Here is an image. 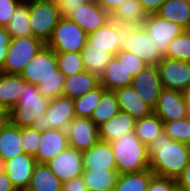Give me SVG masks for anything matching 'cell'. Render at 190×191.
<instances>
[{
    "label": "cell",
    "instance_id": "cell-50",
    "mask_svg": "<svg viewBox=\"0 0 190 191\" xmlns=\"http://www.w3.org/2000/svg\"><path fill=\"white\" fill-rule=\"evenodd\" d=\"M94 1L110 14L117 6H119L125 0H94Z\"/></svg>",
    "mask_w": 190,
    "mask_h": 191
},
{
    "label": "cell",
    "instance_id": "cell-39",
    "mask_svg": "<svg viewBox=\"0 0 190 191\" xmlns=\"http://www.w3.org/2000/svg\"><path fill=\"white\" fill-rule=\"evenodd\" d=\"M163 131L172 140L190 145V116L185 119L163 122Z\"/></svg>",
    "mask_w": 190,
    "mask_h": 191
},
{
    "label": "cell",
    "instance_id": "cell-32",
    "mask_svg": "<svg viewBox=\"0 0 190 191\" xmlns=\"http://www.w3.org/2000/svg\"><path fill=\"white\" fill-rule=\"evenodd\" d=\"M163 132V121L154 112L136 120L135 136L146 146L155 141Z\"/></svg>",
    "mask_w": 190,
    "mask_h": 191
},
{
    "label": "cell",
    "instance_id": "cell-36",
    "mask_svg": "<svg viewBox=\"0 0 190 191\" xmlns=\"http://www.w3.org/2000/svg\"><path fill=\"white\" fill-rule=\"evenodd\" d=\"M105 90L106 89L99 84L95 89L73 99L76 117L90 118Z\"/></svg>",
    "mask_w": 190,
    "mask_h": 191
},
{
    "label": "cell",
    "instance_id": "cell-46",
    "mask_svg": "<svg viewBox=\"0 0 190 191\" xmlns=\"http://www.w3.org/2000/svg\"><path fill=\"white\" fill-rule=\"evenodd\" d=\"M62 191H87V187L82 176H78L63 182Z\"/></svg>",
    "mask_w": 190,
    "mask_h": 191
},
{
    "label": "cell",
    "instance_id": "cell-4",
    "mask_svg": "<svg viewBox=\"0 0 190 191\" xmlns=\"http://www.w3.org/2000/svg\"><path fill=\"white\" fill-rule=\"evenodd\" d=\"M50 99L39 93L38 87L24 80L17 103L9 110V122L19 127H38Z\"/></svg>",
    "mask_w": 190,
    "mask_h": 191
},
{
    "label": "cell",
    "instance_id": "cell-44",
    "mask_svg": "<svg viewBox=\"0 0 190 191\" xmlns=\"http://www.w3.org/2000/svg\"><path fill=\"white\" fill-rule=\"evenodd\" d=\"M60 18H69L76 8L80 7L87 0H55Z\"/></svg>",
    "mask_w": 190,
    "mask_h": 191
},
{
    "label": "cell",
    "instance_id": "cell-15",
    "mask_svg": "<svg viewBox=\"0 0 190 191\" xmlns=\"http://www.w3.org/2000/svg\"><path fill=\"white\" fill-rule=\"evenodd\" d=\"M46 164L62 183L81 176L84 170L82 152L72 147L66 148Z\"/></svg>",
    "mask_w": 190,
    "mask_h": 191
},
{
    "label": "cell",
    "instance_id": "cell-41",
    "mask_svg": "<svg viewBox=\"0 0 190 191\" xmlns=\"http://www.w3.org/2000/svg\"><path fill=\"white\" fill-rule=\"evenodd\" d=\"M125 70L132 76L137 75L147 64L135 54L121 49L114 55Z\"/></svg>",
    "mask_w": 190,
    "mask_h": 191
},
{
    "label": "cell",
    "instance_id": "cell-23",
    "mask_svg": "<svg viewBox=\"0 0 190 191\" xmlns=\"http://www.w3.org/2000/svg\"><path fill=\"white\" fill-rule=\"evenodd\" d=\"M20 138V127L4 124L0 128V165L24 153Z\"/></svg>",
    "mask_w": 190,
    "mask_h": 191
},
{
    "label": "cell",
    "instance_id": "cell-35",
    "mask_svg": "<svg viewBox=\"0 0 190 191\" xmlns=\"http://www.w3.org/2000/svg\"><path fill=\"white\" fill-rule=\"evenodd\" d=\"M120 111L117 96L112 90H105L102 98L93 110L90 119L99 127Z\"/></svg>",
    "mask_w": 190,
    "mask_h": 191
},
{
    "label": "cell",
    "instance_id": "cell-1",
    "mask_svg": "<svg viewBox=\"0 0 190 191\" xmlns=\"http://www.w3.org/2000/svg\"><path fill=\"white\" fill-rule=\"evenodd\" d=\"M36 85L43 96L54 99L63 96L65 75L58 69L56 52L45 45L19 74Z\"/></svg>",
    "mask_w": 190,
    "mask_h": 191
},
{
    "label": "cell",
    "instance_id": "cell-30",
    "mask_svg": "<svg viewBox=\"0 0 190 191\" xmlns=\"http://www.w3.org/2000/svg\"><path fill=\"white\" fill-rule=\"evenodd\" d=\"M62 184L47 164L37 163L25 191H62Z\"/></svg>",
    "mask_w": 190,
    "mask_h": 191
},
{
    "label": "cell",
    "instance_id": "cell-37",
    "mask_svg": "<svg viewBox=\"0 0 190 191\" xmlns=\"http://www.w3.org/2000/svg\"><path fill=\"white\" fill-rule=\"evenodd\" d=\"M164 57L190 62V29L184 30L169 42Z\"/></svg>",
    "mask_w": 190,
    "mask_h": 191
},
{
    "label": "cell",
    "instance_id": "cell-8",
    "mask_svg": "<svg viewBox=\"0 0 190 191\" xmlns=\"http://www.w3.org/2000/svg\"><path fill=\"white\" fill-rule=\"evenodd\" d=\"M131 27V25L110 19L94 32L87 34L85 47L105 48L114 56L123 49Z\"/></svg>",
    "mask_w": 190,
    "mask_h": 191
},
{
    "label": "cell",
    "instance_id": "cell-10",
    "mask_svg": "<svg viewBox=\"0 0 190 191\" xmlns=\"http://www.w3.org/2000/svg\"><path fill=\"white\" fill-rule=\"evenodd\" d=\"M143 26H132L127 34L123 50L138 56L147 65H157L164 57Z\"/></svg>",
    "mask_w": 190,
    "mask_h": 191
},
{
    "label": "cell",
    "instance_id": "cell-40",
    "mask_svg": "<svg viewBox=\"0 0 190 191\" xmlns=\"http://www.w3.org/2000/svg\"><path fill=\"white\" fill-rule=\"evenodd\" d=\"M20 138L24 153L35 157L40 142L39 127H20Z\"/></svg>",
    "mask_w": 190,
    "mask_h": 191
},
{
    "label": "cell",
    "instance_id": "cell-42",
    "mask_svg": "<svg viewBox=\"0 0 190 191\" xmlns=\"http://www.w3.org/2000/svg\"><path fill=\"white\" fill-rule=\"evenodd\" d=\"M147 191H178L176 179L154 175L148 184Z\"/></svg>",
    "mask_w": 190,
    "mask_h": 191
},
{
    "label": "cell",
    "instance_id": "cell-12",
    "mask_svg": "<svg viewBox=\"0 0 190 191\" xmlns=\"http://www.w3.org/2000/svg\"><path fill=\"white\" fill-rule=\"evenodd\" d=\"M156 66L164 89L182 92L190 85V62L163 57Z\"/></svg>",
    "mask_w": 190,
    "mask_h": 191
},
{
    "label": "cell",
    "instance_id": "cell-49",
    "mask_svg": "<svg viewBox=\"0 0 190 191\" xmlns=\"http://www.w3.org/2000/svg\"><path fill=\"white\" fill-rule=\"evenodd\" d=\"M0 191H17L0 165Z\"/></svg>",
    "mask_w": 190,
    "mask_h": 191
},
{
    "label": "cell",
    "instance_id": "cell-7",
    "mask_svg": "<svg viewBox=\"0 0 190 191\" xmlns=\"http://www.w3.org/2000/svg\"><path fill=\"white\" fill-rule=\"evenodd\" d=\"M87 33L68 18H60L46 45L55 52H81Z\"/></svg>",
    "mask_w": 190,
    "mask_h": 191
},
{
    "label": "cell",
    "instance_id": "cell-9",
    "mask_svg": "<svg viewBox=\"0 0 190 191\" xmlns=\"http://www.w3.org/2000/svg\"><path fill=\"white\" fill-rule=\"evenodd\" d=\"M75 117L74 100L66 96H59L50 99L38 127L41 130H67L68 125Z\"/></svg>",
    "mask_w": 190,
    "mask_h": 191
},
{
    "label": "cell",
    "instance_id": "cell-48",
    "mask_svg": "<svg viewBox=\"0 0 190 191\" xmlns=\"http://www.w3.org/2000/svg\"><path fill=\"white\" fill-rule=\"evenodd\" d=\"M147 15L156 14L166 0H139Z\"/></svg>",
    "mask_w": 190,
    "mask_h": 191
},
{
    "label": "cell",
    "instance_id": "cell-2",
    "mask_svg": "<svg viewBox=\"0 0 190 191\" xmlns=\"http://www.w3.org/2000/svg\"><path fill=\"white\" fill-rule=\"evenodd\" d=\"M149 169L155 176L176 179L190 159V145L164 132L148 145Z\"/></svg>",
    "mask_w": 190,
    "mask_h": 191
},
{
    "label": "cell",
    "instance_id": "cell-3",
    "mask_svg": "<svg viewBox=\"0 0 190 191\" xmlns=\"http://www.w3.org/2000/svg\"><path fill=\"white\" fill-rule=\"evenodd\" d=\"M110 143L119 174L149 169L148 146L144 145L134 132H127Z\"/></svg>",
    "mask_w": 190,
    "mask_h": 191
},
{
    "label": "cell",
    "instance_id": "cell-18",
    "mask_svg": "<svg viewBox=\"0 0 190 191\" xmlns=\"http://www.w3.org/2000/svg\"><path fill=\"white\" fill-rule=\"evenodd\" d=\"M36 165L37 161L33 156L22 153L1 166L17 191H25Z\"/></svg>",
    "mask_w": 190,
    "mask_h": 191
},
{
    "label": "cell",
    "instance_id": "cell-24",
    "mask_svg": "<svg viewBox=\"0 0 190 191\" xmlns=\"http://www.w3.org/2000/svg\"><path fill=\"white\" fill-rule=\"evenodd\" d=\"M99 78L88 71H83L65 77L63 86V96L75 99L99 85Z\"/></svg>",
    "mask_w": 190,
    "mask_h": 191
},
{
    "label": "cell",
    "instance_id": "cell-13",
    "mask_svg": "<svg viewBox=\"0 0 190 191\" xmlns=\"http://www.w3.org/2000/svg\"><path fill=\"white\" fill-rule=\"evenodd\" d=\"M130 86L152 109L156 107L160 93L164 89L155 65H146L133 77Z\"/></svg>",
    "mask_w": 190,
    "mask_h": 191
},
{
    "label": "cell",
    "instance_id": "cell-22",
    "mask_svg": "<svg viewBox=\"0 0 190 191\" xmlns=\"http://www.w3.org/2000/svg\"><path fill=\"white\" fill-rule=\"evenodd\" d=\"M120 110L129 113L135 120L142 119L153 112L144 100L131 87H124L114 90Z\"/></svg>",
    "mask_w": 190,
    "mask_h": 191
},
{
    "label": "cell",
    "instance_id": "cell-25",
    "mask_svg": "<svg viewBox=\"0 0 190 191\" xmlns=\"http://www.w3.org/2000/svg\"><path fill=\"white\" fill-rule=\"evenodd\" d=\"M24 88V79L19 74H0V104L10 110L18 101Z\"/></svg>",
    "mask_w": 190,
    "mask_h": 191
},
{
    "label": "cell",
    "instance_id": "cell-26",
    "mask_svg": "<svg viewBox=\"0 0 190 191\" xmlns=\"http://www.w3.org/2000/svg\"><path fill=\"white\" fill-rule=\"evenodd\" d=\"M132 76L125 70L121 63L113 56L99 78V83L106 90H117L130 86Z\"/></svg>",
    "mask_w": 190,
    "mask_h": 191
},
{
    "label": "cell",
    "instance_id": "cell-34",
    "mask_svg": "<svg viewBox=\"0 0 190 191\" xmlns=\"http://www.w3.org/2000/svg\"><path fill=\"white\" fill-rule=\"evenodd\" d=\"M153 176L154 174L150 169L119 174L113 191H147Z\"/></svg>",
    "mask_w": 190,
    "mask_h": 191
},
{
    "label": "cell",
    "instance_id": "cell-20",
    "mask_svg": "<svg viewBox=\"0 0 190 191\" xmlns=\"http://www.w3.org/2000/svg\"><path fill=\"white\" fill-rule=\"evenodd\" d=\"M84 168L117 170L110 142L99 140L82 152Z\"/></svg>",
    "mask_w": 190,
    "mask_h": 191
},
{
    "label": "cell",
    "instance_id": "cell-17",
    "mask_svg": "<svg viewBox=\"0 0 190 191\" xmlns=\"http://www.w3.org/2000/svg\"><path fill=\"white\" fill-rule=\"evenodd\" d=\"M68 19L90 34L107 23L110 20V14L94 0H87L75 9Z\"/></svg>",
    "mask_w": 190,
    "mask_h": 191
},
{
    "label": "cell",
    "instance_id": "cell-27",
    "mask_svg": "<svg viewBox=\"0 0 190 191\" xmlns=\"http://www.w3.org/2000/svg\"><path fill=\"white\" fill-rule=\"evenodd\" d=\"M147 14L139 0H125L110 13V19L131 26H142Z\"/></svg>",
    "mask_w": 190,
    "mask_h": 191
},
{
    "label": "cell",
    "instance_id": "cell-33",
    "mask_svg": "<svg viewBox=\"0 0 190 191\" xmlns=\"http://www.w3.org/2000/svg\"><path fill=\"white\" fill-rule=\"evenodd\" d=\"M11 38L32 36L29 24V0H23L17 7L8 24L5 26Z\"/></svg>",
    "mask_w": 190,
    "mask_h": 191
},
{
    "label": "cell",
    "instance_id": "cell-28",
    "mask_svg": "<svg viewBox=\"0 0 190 191\" xmlns=\"http://www.w3.org/2000/svg\"><path fill=\"white\" fill-rule=\"evenodd\" d=\"M119 173L117 170L84 168L81 176L87 190L113 191Z\"/></svg>",
    "mask_w": 190,
    "mask_h": 191
},
{
    "label": "cell",
    "instance_id": "cell-45",
    "mask_svg": "<svg viewBox=\"0 0 190 191\" xmlns=\"http://www.w3.org/2000/svg\"><path fill=\"white\" fill-rule=\"evenodd\" d=\"M178 191H190V159L182 173L176 178Z\"/></svg>",
    "mask_w": 190,
    "mask_h": 191
},
{
    "label": "cell",
    "instance_id": "cell-31",
    "mask_svg": "<svg viewBox=\"0 0 190 191\" xmlns=\"http://www.w3.org/2000/svg\"><path fill=\"white\" fill-rule=\"evenodd\" d=\"M80 54L85 71L96 75L98 78L113 58V55L107 49L100 47H84Z\"/></svg>",
    "mask_w": 190,
    "mask_h": 191
},
{
    "label": "cell",
    "instance_id": "cell-5",
    "mask_svg": "<svg viewBox=\"0 0 190 191\" xmlns=\"http://www.w3.org/2000/svg\"><path fill=\"white\" fill-rule=\"evenodd\" d=\"M46 44L34 36L11 38L1 71L20 74Z\"/></svg>",
    "mask_w": 190,
    "mask_h": 191
},
{
    "label": "cell",
    "instance_id": "cell-16",
    "mask_svg": "<svg viewBox=\"0 0 190 191\" xmlns=\"http://www.w3.org/2000/svg\"><path fill=\"white\" fill-rule=\"evenodd\" d=\"M153 112L163 121H175L189 117L187 105L181 91L163 89Z\"/></svg>",
    "mask_w": 190,
    "mask_h": 191
},
{
    "label": "cell",
    "instance_id": "cell-11",
    "mask_svg": "<svg viewBox=\"0 0 190 191\" xmlns=\"http://www.w3.org/2000/svg\"><path fill=\"white\" fill-rule=\"evenodd\" d=\"M142 26L163 56L166 54L169 42L185 30L180 25L157 14L148 15Z\"/></svg>",
    "mask_w": 190,
    "mask_h": 191
},
{
    "label": "cell",
    "instance_id": "cell-52",
    "mask_svg": "<svg viewBox=\"0 0 190 191\" xmlns=\"http://www.w3.org/2000/svg\"><path fill=\"white\" fill-rule=\"evenodd\" d=\"M0 122H9V110L0 104Z\"/></svg>",
    "mask_w": 190,
    "mask_h": 191
},
{
    "label": "cell",
    "instance_id": "cell-19",
    "mask_svg": "<svg viewBox=\"0 0 190 191\" xmlns=\"http://www.w3.org/2000/svg\"><path fill=\"white\" fill-rule=\"evenodd\" d=\"M69 147L66 130L40 129V142L37 155L34 157L37 163H47L56 155Z\"/></svg>",
    "mask_w": 190,
    "mask_h": 191
},
{
    "label": "cell",
    "instance_id": "cell-29",
    "mask_svg": "<svg viewBox=\"0 0 190 191\" xmlns=\"http://www.w3.org/2000/svg\"><path fill=\"white\" fill-rule=\"evenodd\" d=\"M185 30L190 29V2L188 0H166L156 13Z\"/></svg>",
    "mask_w": 190,
    "mask_h": 191
},
{
    "label": "cell",
    "instance_id": "cell-53",
    "mask_svg": "<svg viewBox=\"0 0 190 191\" xmlns=\"http://www.w3.org/2000/svg\"><path fill=\"white\" fill-rule=\"evenodd\" d=\"M6 123H8V122H0V128H1L4 124H6Z\"/></svg>",
    "mask_w": 190,
    "mask_h": 191
},
{
    "label": "cell",
    "instance_id": "cell-14",
    "mask_svg": "<svg viewBox=\"0 0 190 191\" xmlns=\"http://www.w3.org/2000/svg\"><path fill=\"white\" fill-rule=\"evenodd\" d=\"M69 147L86 151L99 141L98 126L90 119L75 117L67 128Z\"/></svg>",
    "mask_w": 190,
    "mask_h": 191
},
{
    "label": "cell",
    "instance_id": "cell-47",
    "mask_svg": "<svg viewBox=\"0 0 190 191\" xmlns=\"http://www.w3.org/2000/svg\"><path fill=\"white\" fill-rule=\"evenodd\" d=\"M11 37L5 27H0V68L2 67Z\"/></svg>",
    "mask_w": 190,
    "mask_h": 191
},
{
    "label": "cell",
    "instance_id": "cell-38",
    "mask_svg": "<svg viewBox=\"0 0 190 191\" xmlns=\"http://www.w3.org/2000/svg\"><path fill=\"white\" fill-rule=\"evenodd\" d=\"M58 69L65 77L85 70L80 52H56Z\"/></svg>",
    "mask_w": 190,
    "mask_h": 191
},
{
    "label": "cell",
    "instance_id": "cell-51",
    "mask_svg": "<svg viewBox=\"0 0 190 191\" xmlns=\"http://www.w3.org/2000/svg\"><path fill=\"white\" fill-rule=\"evenodd\" d=\"M182 94H183L184 101L187 105V109L190 115V85L182 91Z\"/></svg>",
    "mask_w": 190,
    "mask_h": 191
},
{
    "label": "cell",
    "instance_id": "cell-43",
    "mask_svg": "<svg viewBox=\"0 0 190 191\" xmlns=\"http://www.w3.org/2000/svg\"><path fill=\"white\" fill-rule=\"evenodd\" d=\"M23 0H0V27H5Z\"/></svg>",
    "mask_w": 190,
    "mask_h": 191
},
{
    "label": "cell",
    "instance_id": "cell-21",
    "mask_svg": "<svg viewBox=\"0 0 190 191\" xmlns=\"http://www.w3.org/2000/svg\"><path fill=\"white\" fill-rule=\"evenodd\" d=\"M136 120L120 110L115 116L98 127L99 140L111 142L127 132H134Z\"/></svg>",
    "mask_w": 190,
    "mask_h": 191
},
{
    "label": "cell",
    "instance_id": "cell-6",
    "mask_svg": "<svg viewBox=\"0 0 190 191\" xmlns=\"http://www.w3.org/2000/svg\"><path fill=\"white\" fill-rule=\"evenodd\" d=\"M59 19L55 0H29V24L32 36L46 44Z\"/></svg>",
    "mask_w": 190,
    "mask_h": 191
}]
</instances>
